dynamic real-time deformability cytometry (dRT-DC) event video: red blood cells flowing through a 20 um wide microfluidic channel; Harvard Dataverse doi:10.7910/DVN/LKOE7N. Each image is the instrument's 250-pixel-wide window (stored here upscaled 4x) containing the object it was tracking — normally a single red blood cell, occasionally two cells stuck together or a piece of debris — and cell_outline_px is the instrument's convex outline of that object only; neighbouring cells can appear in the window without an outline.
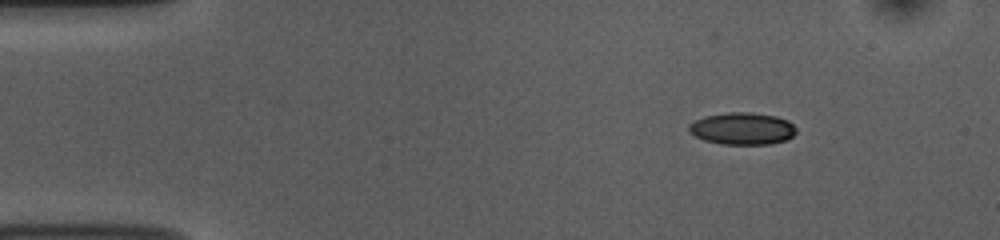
{"species": "common noctule bat (a hibernating species)", "species_latin": "Nyctalus noctula", "temperature_condition": "room temperature", "stored_images_in_passage": 47, "camera_frame_rate_fps": 3000, "um_per_image_px": 0.085, "animal": {"sex": "female", "body_mass_g": 10.0, "forearm_length_mm": 53.1}, "frame": {"image": 1, "passage_image": 1, "time_ms": 0.0, "image_size_px": [1000, 240], "cell_outline_px": [[796, 132], [788, 140], [768, 144], [720, 144], [704, 140], [688, 132], [688, 124], [704, 116], [728, 112], [752, 112], [776, 116], [788, 120], [796, 128]], "centroid_in_image_um": [63.09, 10.92], "position_along_channel_um": 21.9, "area_um2": 20.23}}
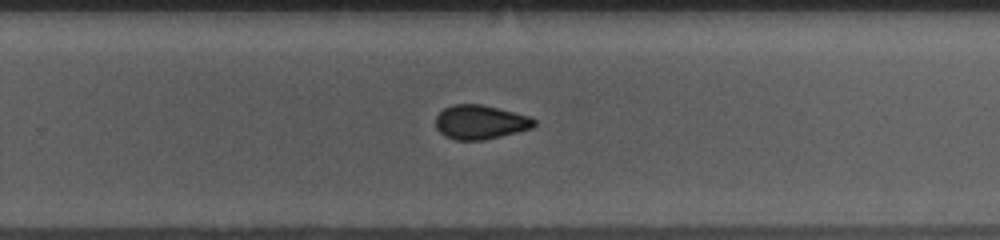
{"frame": {"image": 2, "passage_image": 28, "time_ms": 9.0, "image_size_px": [1000, 240], "cell_outline_px": [[536, 124], [532, 128], [484, 140], [456, 140], [444, 136], [436, 128], [436, 116], [444, 108], [452, 104], [480, 104], [528, 116], [536, 120]], "centroid_in_image_um": [40.79, 10.39], "position_along_channel_um": 289.0, "area_um2": 19.42}}
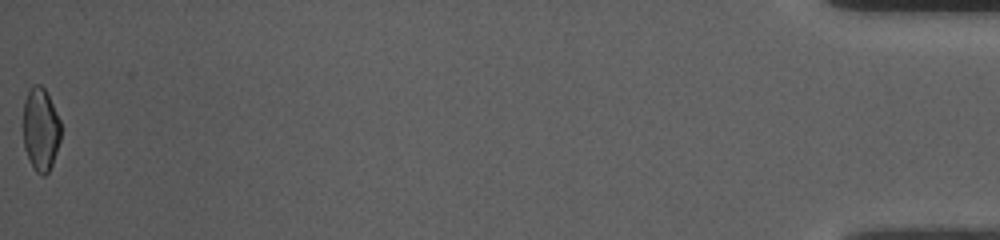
{"frame": {"image": 3, "passage_image": 47, "time_ms": 15.333, "image_size_px": [1000, 240], "cell_outline_px": [[60, 140], [52, 164], [48, 172], [44, 176], [40, 176], [36, 172], [24, 148], [24, 100], [32, 84], [40, 84], [44, 88], [60, 120]], "centroid_in_image_um": [3.45, 11.0], "position_along_channel_um": 431.7, "area_um2": 17.98}, "authors_computed_cell_mechanics": {"area_um2": 20.23, "velocity_mm_per_s": 3.802, "shape_relaxation_time_tau1_ms": 8.8636, "shape_relaxation_time_tau2_ms": 3.2331, "deformation_change_tau1": 0.1708, "deformation_change_tau2": 0.0829}}